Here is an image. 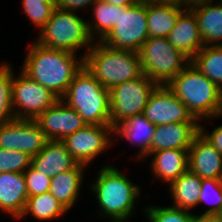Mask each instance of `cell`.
Wrapping results in <instances>:
<instances>
[{"label": "cell", "mask_w": 222, "mask_h": 222, "mask_svg": "<svg viewBox=\"0 0 222 222\" xmlns=\"http://www.w3.org/2000/svg\"><path fill=\"white\" fill-rule=\"evenodd\" d=\"M27 47L19 70L61 99L75 74L83 67L84 58L65 50L45 47L35 41Z\"/></svg>", "instance_id": "cell-1"}, {"label": "cell", "mask_w": 222, "mask_h": 222, "mask_svg": "<svg viewBox=\"0 0 222 222\" xmlns=\"http://www.w3.org/2000/svg\"><path fill=\"white\" fill-rule=\"evenodd\" d=\"M95 179L89 191L97 200V216L107 218L109 222H129L142 193L140 185L111 164L99 168Z\"/></svg>", "instance_id": "cell-2"}, {"label": "cell", "mask_w": 222, "mask_h": 222, "mask_svg": "<svg viewBox=\"0 0 222 222\" xmlns=\"http://www.w3.org/2000/svg\"><path fill=\"white\" fill-rule=\"evenodd\" d=\"M166 86L200 123L222 118V91L190 62Z\"/></svg>", "instance_id": "cell-3"}, {"label": "cell", "mask_w": 222, "mask_h": 222, "mask_svg": "<svg viewBox=\"0 0 222 222\" xmlns=\"http://www.w3.org/2000/svg\"><path fill=\"white\" fill-rule=\"evenodd\" d=\"M87 125H110V92L83 65L61 98Z\"/></svg>", "instance_id": "cell-4"}, {"label": "cell", "mask_w": 222, "mask_h": 222, "mask_svg": "<svg viewBox=\"0 0 222 222\" xmlns=\"http://www.w3.org/2000/svg\"><path fill=\"white\" fill-rule=\"evenodd\" d=\"M84 66L108 90L142 74L138 52L113 49L94 42L84 58Z\"/></svg>", "instance_id": "cell-5"}, {"label": "cell", "mask_w": 222, "mask_h": 222, "mask_svg": "<svg viewBox=\"0 0 222 222\" xmlns=\"http://www.w3.org/2000/svg\"><path fill=\"white\" fill-rule=\"evenodd\" d=\"M36 36L34 41L48 48L65 50L74 54L80 52L81 49L85 50L81 54L83 58L94 44L87 20L80 17L78 12L66 11L58 7Z\"/></svg>", "instance_id": "cell-6"}, {"label": "cell", "mask_w": 222, "mask_h": 222, "mask_svg": "<svg viewBox=\"0 0 222 222\" xmlns=\"http://www.w3.org/2000/svg\"><path fill=\"white\" fill-rule=\"evenodd\" d=\"M137 52L142 73L158 85H166L191 62L167 37H149Z\"/></svg>", "instance_id": "cell-7"}, {"label": "cell", "mask_w": 222, "mask_h": 222, "mask_svg": "<svg viewBox=\"0 0 222 222\" xmlns=\"http://www.w3.org/2000/svg\"><path fill=\"white\" fill-rule=\"evenodd\" d=\"M148 38L147 1L140 0L131 6H119L115 26L101 42L113 49L137 52Z\"/></svg>", "instance_id": "cell-8"}, {"label": "cell", "mask_w": 222, "mask_h": 222, "mask_svg": "<svg viewBox=\"0 0 222 222\" xmlns=\"http://www.w3.org/2000/svg\"><path fill=\"white\" fill-rule=\"evenodd\" d=\"M158 84L144 73L118 84L110 92V125L114 128L132 116L143 114L149 97Z\"/></svg>", "instance_id": "cell-9"}, {"label": "cell", "mask_w": 222, "mask_h": 222, "mask_svg": "<svg viewBox=\"0 0 222 222\" xmlns=\"http://www.w3.org/2000/svg\"><path fill=\"white\" fill-rule=\"evenodd\" d=\"M58 99L48 88L31 79L22 70L18 75L14 73L12 106L15 119L35 120Z\"/></svg>", "instance_id": "cell-10"}, {"label": "cell", "mask_w": 222, "mask_h": 222, "mask_svg": "<svg viewBox=\"0 0 222 222\" xmlns=\"http://www.w3.org/2000/svg\"><path fill=\"white\" fill-rule=\"evenodd\" d=\"M112 137V138H111ZM62 142L80 164L89 165L114 145L111 125H86L65 137Z\"/></svg>", "instance_id": "cell-11"}, {"label": "cell", "mask_w": 222, "mask_h": 222, "mask_svg": "<svg viewBox=\"0 0 222 222\" xmlns=\"http://www.w3.org/2000/svg\"><path fill=\"white\" fill-rule=\"evenodd\" d=\"M47 142L35 120L14 119L0 125V148L18 150L36 156Z\"/></svg>", "instance_id": "cell-12"}, {"label": "cell", "mask_w": 222, "mask_h": 222, "mask_svg": "<svg viewBox=\"0 0 222 222\" xmlns=\"http://www.w3.org/2000/svg\"><path fill=\"white\" fill-rule=\"evenodd\" d=\"M143 114L155 126L178 122H199L166 85H158L154 89Z\"/></svg>", "instance_id": "cell-13"}, {"label": "cell", "mask_w": 222, "mask_h": 222, "mask_svg": "<svg viewBox=\"0 0 222 222\" xmlns=\"http://www.w3.org/2000/svg\"><path fill=\"white\" fill-rule=\"evenodd\" d=\"M35 121L47 140H60L84 128L87 124L75 109L62 99L39 115Z\"/></svg>", "instance_id": "cell-14"}, {"label": "cell", "mask_w": 222, "mask_h": 222, "mask_svg": "<svg viewBox=\"0 0 222 222\" xmlns=\"http://www.w3.org/2000/svg\"><path fill=\"white\" fill-rule=\"evenodd\" d=\"M189 171L201 179L222 180V154L199 132L188 150Z\"/></svg>", "instance_id": "cell-15"}, {"label": "cell", "mask_w": 222, "mask_h": 222, "mask_svg": "<svg viewBox=\"0 0 222 222\" xmlns=\"http://www.w3.org/2000/svg\"><path fill=\"white\" fill-rule=\"evenodd\" d=\"M154 131L155 125L144 114L135 115L125 119L113 128V137H117L114 144L120 139H125L131 146L134 145L138 149L134 161L140 160L142 162L149 155Z\"/></svg>", "instance_id": "cell-16"}, {"label": "cell", "mask_w": 222, "mask_h": 222, "mask_svg": "<svg viewBox=\"0 0 222 222\" xmlns=\"http://www.w3.org/2000/svg\"><path fill=\"white\" fill-rule=\"evenodd\" d=\"M200 132V122H178L156 125L149 154L164 149L189 150Z\"/></svg>", "instance_id": "cell-17"}, {"label": "cell", "mask_w": 222, "mask_h": 222, "mask_svg": "<svg viewBox=\"0 0 222 222\" xmlns=\"http://www.w3.org/2000/svg\"><path fill=\"white\" fill-rule=\"evenodd\" d=\"M168 41L190 60L204 47L194 12L186 8L167 36Z\"/></svg>", "instance_id": "cell-18"}, {"label": "cell", "mask_w": 222, "mask_h": 222, "mask_svg": "<svg viewBox=\"0 0 222 222\" xmlns=\"http://www.w3.org/2000/svg\"><path fill=\"white\" fill-rule=\"evenodd\" d=\"M147 157L151 158V178L167 186L189 170L188 150L164 149L152 152Z\"/></svg>", "instance_id": "cell-19"}, {"label": "cell", "mask_w": 222, "mask_h": 222, "mask_svg": "<svg viewBox=\"0 0 222 222\" xmlns=\"http://www.w3.org/2000/svg\"><path fill=\"white\" fill-rule=\"evenodd\" d=\"M78 164L60 140H47L43 149L31 157V166L50 177L74 169Z\"/></svg>", "instance_id": "cell-20"}, {"label": "cell", "mask_w": 222, "mask_h": 222, "mask_svg": "<svg viewBox=\"0 0 222 222\" xmlns=\"http://www.w3.org/2000/svg\"><path fill=\"white\" fill-rule=\"evenodd\" d=\"M28 192L23 173H0V211L17 220L21 217Z\"/></svg>", "instance_id": "cell-21"}, {"label": "cell", "mask_w": 222, "mask_h": 222, "mask_svg": "<svg viewBox=\"0 0 222 222\" xmlns=\"http://www.w3.org/2000/svg\"><path fill=\"white\" fill-rule=\"evenodd\" d=\"M87 167V165L79 163L74 169L51 177L49 192L68 211L75 206L81 195L79 192L83 188Z\"/></svg>", "instance_id": "cell-22"}, {"label": "cell", "mask_w": 222, "mask_h": 222, "mask_svg": "<svg viewBox=\"0 0 222 222\" xmlns=\"http://www.w3.org/2000/svg\"><path fill=\"white\" fill-rule=\"evenodd\" d=\"M190 9L197 18L204 46H222V0L206 2Z\"/></svg>", "instance_id": "cell-23"}, {"label": "cell", "mask_w": 222, "mask_h": 222, "mask_svg": "<svg viewBox=\"0 0 222 222\" xmlns=\"http://www.w3.org/2000/svg\"><path fill=\"white\" fill-rule=\"evenodd\" d=\"M185 9L178 4L147 1L149 37H167Z\"/></svg>", "instance_id": "cell-24"}, {"label": "cell", "mask_w": 222, "mask_h": 222, "mask_svg": "<svg viewBox=\"0 0 222 222\" xmlns=\"http://www.w3.org/2000/svg\"><path fill=\"white\" fill-rule=\"evenodd\" d=\"M201 178L189 170L169 185L172 206L186 211L198 207L201 192ZM174 202V203H173Z\"/></svg>", "instance_id": "cell-25"}, {"label": "cell", "mask_w": 222, "mask_h": 222, "mask_svg": "<svg viewBox=\"0 0 222 222\" xmlns=\"http://www.w3.org/2000/svg\"><path fill=\"white\" fill-rule=\"evenodd\" d=\"M92 18L86 19L94 42H101L115 26L119 17V6L98 0L91 6Z\"/></svg>", "instance_id": "cell-26"}, {"label": "cell", "mask_w": 222, "mask_h": 222, "mask_svg": "<svg viewBox=\"0 0 222 222\" xmlns=\"http://www.w3.org/2000/svg\"><path fill=\"white\" fill-rule=\"evenodd\" d=\"M68 210L64 208L57 199L48 191L43 194L28 197L21 218L27 215L37 221L56 220L66 215Z\"/></svg>", "instance_id": "cell-27"}, {"label": "cell", "mask_w": 222, "mask_h": 222, "mask_svg": "<svg viewBox=\"0 0 222 222\" xmlns=\"http://www.w3.org/2000/svg\"><path fill=\"white\" fill-rule=\"evenodd\" d=\"M191 62L222 91V46L205 45Z\"/></svg>", "instance_id": "cell-28"}, {"label": "cell", "mask_w": 222, "mask_h": 222, "mask_svg": "<svg viewBox=\"0 0 222 222\" xmlns=\"http://www.w3.org/2000/svg\"><path fill=\"white\" fill-rule=\"evenodd\" d=\"M9 62L0 63V125L15 119L12 106L14 70Z\"/></svg>", "instance_id": "cell-29"}, {"label": "cell", "mask_w": 222, "mask_h": 222, "mask_svg": "<svg viewBox=\"0 0 222 222\" xmlns=\"http://www.w3.org/2000/svg\"><path fill=\"white\" fill-rule=\"evenodd\" d=\"M22 11L27 18L38 29V32L44 27L57 7L56 0H21Z\"/></svg>", "instance_id": "cell-30"}, {"label": "cell", "mask_w": 222, "mask_h": 222, "mask_svg": "<svg viewBox=\"0 0 222 222\" xmlns=\"http://www.w3.org/2000/svg\"><path fill=\"white\" fill-rule=\"evenodd\" d=\"M148 222H193L194 213L173 206L149 205L143 209Z\"/></svg>", "instance_id": "cell-31"}, {"label": "cell", "mask_w": 222, "mask_h": 222, "mask_svg": "<svg viewBox=\"0 0 222 222\" xmlns=\"http://www.w3.org/2000/svg\"><path fill=\"white\" fill-rule=\"evenodd\" d=\"M211 204L200 214L218 215L222 209V180L202 179L198 205Z\"/></svg>", "instance_id": "cell-32"}, {"label": "cell", "mask_w": 222, "mask_h": 222, "mask_svg": "<svg viewBox=\"0 0 222 222\" xmlns=\"http://www.w3.org/2000/svg\"><path fill=\"white\" fill-rule=\"evenodd\" d=\"M31 166V156L18 150L0 148V173H24Z\"/></svg>", "instance_id": "cell-33"}, {"label": "cell", "mask_w": 222, "mask_h": 222, "mask_svg": "<svg viewBox=\"0 0 222 222\" xmlns=\"http://www.w3.org/2000/svg\"><path fill=\"white\" fill-rule=\"evenodd\" d=\"M28 197L43 194L49 191L51 177L43 172L36 171L30 166L24 173Z\"/></svg>", "instance_id": "cell-34"}, {"label": "cell", "mask_w": 222, "mask_h": 222, "mask_svg": "<svg viewBox=\"0 0 222 222\" xmlns=\"http://www.w3.org/2000/svg\"><path fill=\"white\" fill-rule=\"evenodd\" d=\"M98 0H56V5L66 11L77 12L91 8Z\"/></svg>", "instance_id": "cell-35"}, {"label": "cell", "mask_w": 222, "mask_h": 222, "mask_svg": "<svg viewBox=\"0 0 222 222\" xmlns=\"http://www.w3.org/2000/svg\"><path fill=\"white\" fill-rule=\"evenodd\" d=\"M212 129L208 132L200 123V133L222 154V124Z\"/></svg>", "instance_id": "cell-36"}, {"label": "cell", "mask_w": 222, "mask_h": 222, "mask_svg": "<svg viewBox=\"0 0 222 222\" xmlns=\"http://www.w3.org/2000/svg\"><path fill=\"white\" fill-rule=\"evenodd\" d=\"M193 222H222L218 215L194 214Z\"/></svg>", "instance_id": "cell-37"}, {"label": "cell", "mask_w": 222, "mask_h": 222, "mask_svg": "<svg viewBox=\"0 0 222 222\" xmlns=\"http://www.w3.org/2000/svg\"><path fill=\"white\" fill-rule=\"evenodd\" d=\"M210 1H214V0H180V6L190 9L193 6L210 2Z\"/></svg>", "instance_id": "cell-38"}, {"label": "cell", "mask_w": 222, "mask_h": 222, "mask_svg": "<svg viewBox=\"0 0 222 222\" xmlns=\"http://www.w3.org/2000/svg\"><path fill=\"white\" fill-rule=\"evenodd\" d=\"M104 1L113 4L115 6H131L139 2L140 0H104Z\"/></svg>", "instance_id": "cell-39"}, {"label": "cell", "mask_w": 222, "mask_h": 222, "mask_svg": "<svg viewBox=\"0 0 222 222\" xmlns=\"http://www.w3.org/2000/svg\"><path fill=\"white\" fill-rule=\"evenodd\" d=\"M143 1H153L156 3H173L180 5V0H143Z\"/></svg>", "instance_id": "cell-40"}, {"label": "cell", "mask_w": 222, "mask_h": 222, "mask_svg": "<svg viewBox=\"0 0 222 222\" xmlns=\"http://www.w3.org/2000/svg\"><path fill=\"white\" fill-rule=\"evenodd\" d=\"M218 216H219V217L221 218V220H222V209H221V211L219 212Z\"/></svg>", "instance_id": "cell-41"}]
</instances>
